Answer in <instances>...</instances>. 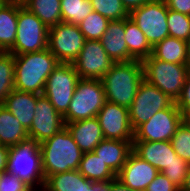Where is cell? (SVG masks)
<instances>
[{"label": "cell", "instance_id": "cell-1", "mask_svg": "<svg viewBox=\"0 0 190 191\" xmlns=\"http://www.w3.org/2000/svg\"><path fill=\"white\" fill-rule=\"evenodd\" d=\"M16 90L43 94L48 76L59 65L57 58L45 49L39 52L14 55Z\"/></svg>", "mask_w": 190, "mask_h": 191}, {"label": "cell", "instance_id": "cell-2", "mask_svg": "<svg viewBox=\"0 0 190 191\" xmlns=\"http://www.w3.org/2000/svg\"><path fill=\"white\" fill-rule=\"evenodd\" d=\"M143 79L140 60L114 63L101 78L106 101L129 109Z\"/></svg>", "mask_w": 190, "mask_h": 191}, {"label": "cell", "instance_id": "cell-3", "mask_svg": "<svg viewBox=\"0 0 190 191\" xmlns=\"http://www.w3.org/2000/svg\"><path fill=\"white\" fill-rule=\"evenodd\" d=\"M44 178L52 174L78 170L83 152L67 127L39 144Z\"/></svg>", "mask_w": 190, "mask_h": 191}, {"label": "cell", "instance_id": "cell-4", "mask_svg": "<svg viewBox=\"0 0 190 191\" xmlns=\"http://www.w3.org/2000/svg\"><path fill=\"white\" fill-rule=\"evenodd\" d=\"M7 171L18 176L34 190L39 187V191H42L45 178L39 144L28 139L9 147Z\"/></svg>", "mask_w": 190, "mask_h": 191}, {"label": "cell", "instance_id": "cell-5", "mask_svg": "<svg viewBox=\"0 0 190 191\" xmlns=\"http://www.w3.org/2000/svg\"><path fill=\"white\" fill-rule=\"evenodd\" d=\"M141 62L144 79L176 102L182 94L189 66L155 59L152 55Z\"/></svg>", "mask_w": 190, "mask_h": 191}, {"label": "cell", "instance_id": "cell-6", "mask_svg": "<svg viewBox=\"0 0 190 191\" xmlns=\"http://www.w3.org/2000/svg\"><path fill=\"white\" fill-rule=\"evenodd\" d=\"M105 102V90L101 79H80L68 111L63 116L65 124L97 117Z\"/></svg>", "mask_w": 190, "mask_h": 191}, {"label": "cell", "instance_id": "cell-7", "mask_svg": "<svg viewBox=\"0 0 190 191\" xmlns=\"http://www.w3.org/2000/svg\"><path fill=\"white\" fill-rule=\"evenodd\" d=\"M48 27L26 7L18 6L17 33L13 55L33 53L48 48Z\"/></svg>", "mask_w": 190, "mask_h": 191}, {"label": "cell", "instance_id": "cell-8", "mask_svg": "<svg viewBox=\"0 0 190 191\" xmlns=\"http://www.w3.org/2000/svg\"><path fill=\"white\" fill-rule=\"evenodd\" d=\"M79 80L72 63H59L48 76L43 94L60 115L67 113Z\"/></svg>", "mask_w": 190, "mask_h": 191}, {"label": "cell", "instance_id": "cell-9", "mask_svg": "<svg viewBox=\"0 0 190 191\" xmlns=\"http://www.w3.org/2000/svg\"><path fill=\"white\" fill-rule=\"evenodd\" d=\"M168 8L164 0H151L132 10L129 18L139 27L154 47L169 36L167 23Z\"/></svg>", "mask_w": 190, "mask_h": 191}, {"label": "cell", "instance_id": "cell-10", "mask_svg": "<svg viewBox=\"0 0 190 191\" xmlns=\"http://www.w3.org/2000/svg\"><path fill=\"white\" fill-rule=\"evenodd\" d=\"M85 40L79 26L72 23L61 22L48 30V49L60 63H73Z\"/></svg>", "mask_w": 190, "mask_h": 191}, {"label": "cell", "instance_id": "cell-11", "mask_svg": "<svg viewBox=\"0 0 190 191\" xmlns=\"http://www.w3.org/2000/svg\"><path fill=\"white\" fill-rule=\"evenodd\" d=\"M173 102L165 93L143 79L129 108L133 130L147 122L158 111L168 108Z\"/></svg>", "mask_w": 190, "mask_h": 191}, {"label": "cell", "instance_id": "cell-12", "mask_svg": "<svg viewBox=\"0 0 190 191\" xmlns=\"http://www.w3.org/2000/svg\"><path fill=\"white\" fill-rule=\"evenodd\" d=\"M184 117L173 102L168 108L155 113L134 131L133 141H171Z\"/></svg>", "mask_w": 190, "mask_h": 191}, {"label": "cell", "instance_id": "cell-13", "mask_svg": "<svg viewBox=\"0 0 190 191\" xmlns=\"http://www.w3.org/2000/svg\"><path fill=\"white\" fill-rule=\"evenodd\" d=\"M73 66L80 79H101L113 66L100 40H85Z\"/></svg>", "mask_w": 190, "mask_h": 191}, {"label": "cell", "instance_id": "cell-14", "mask_svg": "<svg viewBox=\"0 0 190 191\" xmlns=\"http://www.w3.org/2000/svg\"><path fill=\"white\" fill-rule=\"evenodd\" d=\"M66 127L60 115L44 94H37L35 115L28 130L29 139L41 144Z\"/></svg>", "mask_w": 190, "mask_h": 191}, {"label": "cell", "instance_id": "cell-15", "mask_svg": "<svg viewBox=\"0 0 190 191\" xmlns=\"http://www.w3.org/2000/svg\"><path fill=\"white\" fill-rule=\"evenodd\" d=\"M104 139L133 141L129 109L106 101L97 114Z\"/></svg>", "mask_w": 190, "mask_h": 191}, {"label": "cell", "instance_id": "cell-16", "mask_svg": "<svg viewBox=\"0 0 190 191\" xmlns=\"http://www.w3.org/2000/svg\"><path fill=\"white\" fill-rule=\"evenodd\" d=\"M158 173V169L132 152L116 178L131 189L145 191Z\"/></svg>", "mask_w": 190, "mask_h": 191}, {"label": "cell", "instance_id": "cell-17", "mask_svg": "<svg viewBox=\"0 0 190 191\" xmlns=\"http://www.w3.org/2000/svg\"><path fill=\"white\" fill-rule=\"evenodd\" d=\"M133 152L159 172L178 160L171 141H133Z\"/></svg>", "mask_w": 190, "mask_h": 191}, {"label": "cell", "instance_id": "cell-18", "mask_svg": "<svg viewBox=\"0 0 190 191\" xmlns=\"http://www.w3.org/2000/svg\"><path fill=\"white\" fill-rule=\"evenodd\" d=\"M66 127L83 153L93 152L104 139L97 117L66 123Z\"/></svg>", "mask_w": 190, "mask_h": 191}, {"label": "cell", "instance_id": "cell-19", "mask_svg": "<svg viewBox=\"0 0 190 191\" xmlns=\"http://www.w3.org/2000/svg\"><path fill=\"white\" fill-rule=\"evenodd\" d=\"M93 152L117 175L133 152V141L103 139Z\"/></svg>", "mask_w": 190, "mask_h": 191}, {"label": "cell", "instance_id": "cell-20", "mask_svg": "<svg viewBox=\"0 0 190 191\" xmlns=\"http://www.w3.org/2000/svg\"><path fill=\"white\" fill-rule=\"evenodd\" d=\"M100 41L107 55L114 63L128 62V48L125 41V19L110 21Z\"/></svg>", "mask_w": 190, "mask_h": 191}, {"label": "cell", "instance_id": "cell-21", "mask_svg": "<svg viewBox=\"0 0 190 191\" xmlns=\"http://www.w3.org/2000/svg\"><path fill=\"white\" fill-rule=\"evenodd\" d=\"M36 103L37 94L13 89L2 105L5 106L28 131L34 119Z\"/></svg>", "mask_w": 190, "mask_h": 191}, {"label": "cell", "instance_id": "cell-22", "mask_svg": "<svg viewBox=\"0 0 190 191\" xmlns=\"http://www.w3.org/2000/svg\"><path fill=\"white\" fill-rule=\"evenodd\" d=\"M92 184L78 170H70L48 176L42 191H88Z\"/></svg>", "mask_w": 190, "mask_h": 191}, {"label": "cell", "instance_id": "cell-23", "mask_svg": "<svg viewBox=\"0 0 190 191\" xmlns=\"http://www.w3.org/2000/svg\"><path fill=\"white\" fill-rule=\"evenodd\" d=\"M29 139L28 131L2 104L0 105V144L12 147Z\"/></svg>", "mask_w": 190, "mask_h": 191}, {"label": "cell", "instance_id": "cell-24", "mask_svg": "<svg viewBox=\"0 0 190 191\" xmlns=\"http://www.w3.org/2000/svg\"><path fill=\"white\" fill-rule=\"evenodd\" d=\"M152 56L162 61L188 65L187 41L168 36L153 47Z\"/></svg>", "mask_w": 190, "mask_h": 191}, {"label": "cell", "instance_id": "cell-25", "mask_svg": "<svg viewBox=\"0 0 190 191\" xmlns=\"http://www.w3.org/2000/svg\"><path fill=\"white\" fill-rule=\"evenodd\" d=\"M125 41L128 48V61L140 60L152 55L153 47L139 27L128 17L125 19Z\"/></svg>", "mask_w": 190, "mask_h": 191}, {"label": "cell", "instance_id": "cell-26", "mask_svg": "<svg viewBox=\"0 0 190 191\" xmlns=\"http://www.w3.org/2000/svg\"><path fill=\"white\" fill-rule=\"evenodd\" d=\"M78 171L93 183H107L116 174L94 152L83 153Z\"/></svg>", "mask_w": 190, "mask_h": 191}, {"label": "cell", "instance_id": "cell-27", "mask_svg": "<svg viewBox=\"0 0 190 191\" xmlns=\"http://www.w3.org/2000/svg\"><path fill=\"white\" fill-rule=\"evenodd\" d=\"M18 5L6 4L0 9V50L8 52L15 43Z\"/></svg>", "mask_w": 190, "mask_h": 191}, {"label": "cell", "instance_id": "cell-28", "mask_svg": "<svg viewBox=\"0 0 190 191\" xmlns=\"http://www.w3.org/2000/svg\"><path fill=\"white\" fill-rule=\"evenodd\" d=\"M25 7L35 14L48 29L62 22L61 0H30Z\"/></svg>", "mask_w": 190, "mask_h": 191}, {"label": "cell", "instance_id": "cell-29", "mask_svg": "<svg viewBox=\"0 0 190 191\" xmlns=\"http://www.w3.org/2000/svg\"><path fill=\"white\" fill-rule=\"evenodd\" d=\"M93 11L90 0H61L62 22L79 25Z\"/></svg>", "mask_w": 190, "mask_h": 191}, {"label": "cell", "instance_id": "cell-30", "mask_svg": "<svg viewBox=\"0 0 190 191\" xmlns=\"http://www.w3.org/2000/svg\"><path fill=\"white\" fill-rule=\"evenodd\" d=\"M15 62L14 55L3 52L0 55V105L5 102L6 97L15 89Z\"/></svg>", "mask_w": 190, "mask_h": 191}, {"label": "cell", "instance_id": "cell-31", "mask_svg": "<svg viewBox=\"0 0 190 191\" xmlns=\"http://www.w3.org/2000/svg\"><path fill=\"white\" fill-rule=\"evenodd\" d=\"M109 22V19L93 11L78 26L86 40H100Z\"/></svg>", "mask_w": 190, "mask_h": 191}, {"label": "cell", "instance_id": "cell-32", "mask_svg": "<svg viewBox=\"0 0 190 191\" xmlns=\"http://www.w3.org/2000/svg\"><path fill=\"white\" fill-rule=\"evenodd\" d=\"M176 154L190 164V119H184L171 138Z\"/></svg>", "mask_w": 190, "mask_h": 191}, {"label": "cell", "instance_id": "cell-33", "mask_svg": "<svg viewBox=\"0 0 190 191\" xmlns=\"http://www.w3.org/2000/svg\"><path fill=\"white\" fill-rule=\"evenodd\" d=\"M93 10L110 21L122 20L129 17V12L121 0H90Z\"/></svg>", "mask_w": 190, "mask_h": 191}, {"label": "cell", "instance_id": "cell-34", "mask_svg": "<svg viewBox=\"0 0 190 191\" xmlns=\"http://www.w3.org/2000/svg\"><path fill=\"white\" fill-rule=\"evenodd\" d=\"M169 36L188 41L190 39V16L168 9Z\"/></svg>", "mask_w": 190, "mask_h": 191}, {"label": "cell", "instance_id": "cell-35", "mask_svg": "<svg viewBox=\"0 0 190 191\" xmlns=\"http://www.w3.org/2000/svg\"><path fill=\"white\" fill-rule=\"evenodd\" d=\"M190 164L178 156L177 161H173L161 171L173 184L179 189L184 184L185 176L188 172Z\"/></svg>", "mask_w": 190, "mask_h": 191}, {"label": "cell", "instance_id": "cell-36", "mask_svg": "<svg viewBox=\"0 0 190 191\" xmlns=\"http://www.w3.org/2000/svg\"><path fill=\"white\" fill-rule=\"evenodd\" d=\"M0 191H34V189L9 171L0 173Z\"/></svg>", "mask_w": 190, "mask_h": 191}, {"label": "cell", "instance_id": "cell-37", "mask_svg": "<svg viewBox=\"0 0 190 191\" xmlns=\"http://www.w3.org/2000/svg\"><path fill=\"white\" fill-rule=\"evenodd\" d=\"M176 104L184 119H190V69L183 86L182 94L176 101Z\"/></svg>", "mask_w": 190, "mask_h": 191}, {"label": "cell", "instance_id": "cell-38", "mask_svg": "<svg viewBox=\"0 0 190 191\" xmlns=\"http://www.w3.org/2000/svg\"><path fill=\"white\" fill-rule=\"evenodd\" d=\"M145 191H180L162 172H159L155 179L149 183Z\"/></svg>", "mask_w": 190, "mask_h": 191}, {"label": "cell", "instance_id": "cell-39", "mask_svg": "<svg viewBox=\"0 0 190 191\" xmlns=\"http://www.w3.org/2000/svg\"><path fill=\"white\" fill-rule=\"evenodd\" d=\"M167 8L190 16V0H164Z\"/></svg>", "mask_w": 190, "mask_h": 191}, {"label": "cell", "instance_id": "cell-40", "mask_svg": "<svg viewBox=\"0 0 190 191\" xmlns=\"http://www.w3.org/2000/svg\"><path fill=\"white\" fill-rule=\"evenodd\" d=\"M108 191H137V190L129 188L119 179L115 178L108 182Z\"/></svg>", "mask_w": 190, "mask_h": 191}, {"label": "cell", "instance_id": "cell-41", "mask_svg": "<svg viewBox=\"0 0 190 191\" xmlns=\"http://www.w3.org/2000/svg\"><path fill=\"white\" fill-rule=\"evenodd\" d=\"M9 147L0 144V173L7 170Z\"/></svg>", "mask_w": 190, "mask_h": 191}, {"label": "cell", "instance_id": "cell-42", "mask_svg": "<svg viewBox=\"0 0 190 191\" xmlns=\"http://www.w3.org/2000/svg\"><path fill=\"white\" fill-rule=\"evenodd\" d=\"M151 0H121L126 10L130 13L132 10L141 7Z\"/></svg>", "mask_w": 190, "mask_h": 191}, {"label": "cell", "instance_id": "cell-43", "mask_svg": "<svg viewBox=\"0 0 190 191\" xmlns=\"http://www.w3.org/2000/svg\"><path fill=\"white\" fill-rule=\"evenodd\" d=\"M88 191H108L107 183H93Z\"/></svg>", "mask_w": 190, "mask_h": 191}, {"label": "cell", "instance_id": "cell-44", "mask_svg": "<svg viewBox=\"0 0 190 191\" xmlns=\"http://www.w3.org/2000/svg\"><path fill=\"white\" fill-rule=\"evenodd\" d=\"M180 191H190V167H189L188 172L185 176L184 184L181 187Z\"/></svg>", "mask_w": 190, "mask_h": 191}, {"label": "cell", "instance_id": "cell-45", "mask_svg": "<svg viewBox=\"0 0 190 191\" xmlns=\"http://www.w3.org/2000/svg\"><path fill=\"white\" fill-rule=\"evenodd\" d=\"M30 0H7L9 4L18 5L21 7H25Z\"/></svg>", "mask_w": 190, "mask_h": 191}, {"label": "cell", "instance_id": "cell-46", "mask_svg": "<svg viewBox=\"0 0 190 191\" xmlns=\"http://www.w3.org/2000/svg\"><path fill=\"white\" fill-rule=\"evenodd\" d=\"M187 47H188V66L190 68V39L187 41Z\"/></svg>", "mask_w": 190, "mask_h": 191}, {"label": "cell", "instance_id": "cell-47", "mask_svg": "<svg viewBox=\"0 0 190 191\" xmlns=\"http://www.w3.org/2000/svg\"><path fill=\"white\" fill-rule=\"evenodd\" d=\"M6 4H8L7 0H0V9L3 8Z\"/></svg>", "mask_w": 190, "mask_h": 191}]
</instances>
